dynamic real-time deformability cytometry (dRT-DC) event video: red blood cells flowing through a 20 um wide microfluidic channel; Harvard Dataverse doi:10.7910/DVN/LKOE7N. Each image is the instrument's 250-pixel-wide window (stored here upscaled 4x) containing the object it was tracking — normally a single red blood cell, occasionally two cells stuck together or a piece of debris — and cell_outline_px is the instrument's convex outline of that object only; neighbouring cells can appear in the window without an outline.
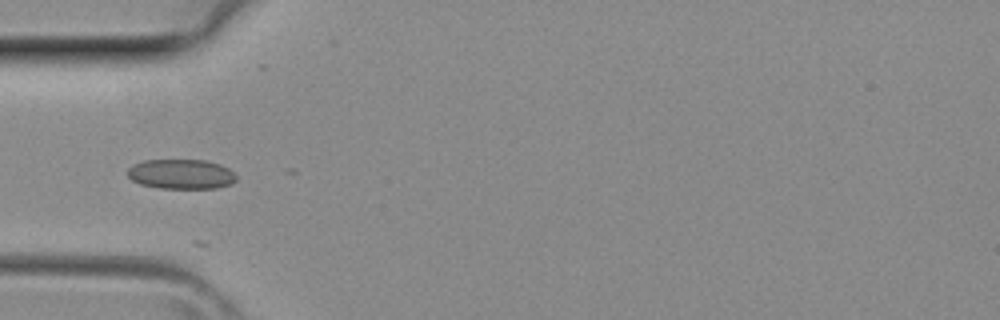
{"species": "common noctule bat (a hibernating species)", "species_latin": "Nyctalus noctula", "temperature_condition": "room temperature", "stored_images_in_passage": 12, "camera_frame_rate_fps": 3000, "um_per_image_px": 0.085, "animal": {"sex": "female", "body_mass_g": 29.2, "forearm_length_mm": 56.3}, "frame": {"image": 1, "passage_image": 5, "time_ms": 1.333, "image_size_px": [1000, 320], "cell_outline_px": [[236, 180], [232, 184], [216, 188], [160, 188], [140, 184], [132, 180], [128, 176], [128, 168], [132, 164], [144, 160], [208, 160], [220, 164], [228, 168], [236, 176]], "centroid_in_image_um": [15.4, 14.79], "position_along_channel_um": 69.6, "area_um2": 18.96}}
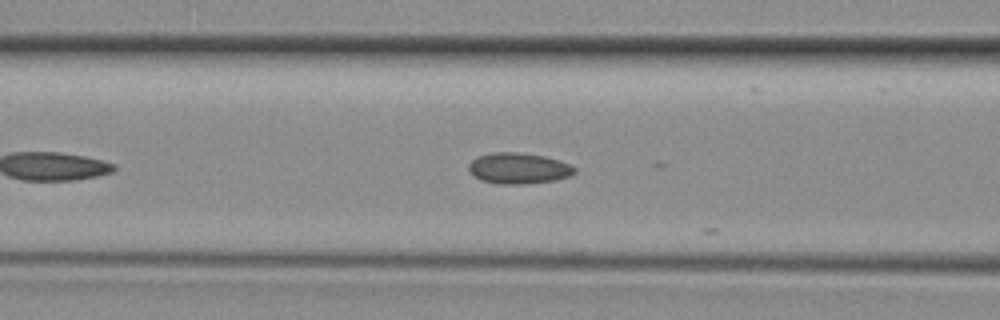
{"frame": {"image": 2, "passage_image": 8, "time_ms": 2.333, "image_size_px": [1000, 320], "cell_outline_px": [[576, 172], [568, 176], [556, 180], [524, 184], [500, 184], [480, 180], [472, 176], [468, 172], [468, 164], [476, 156], [492, 152], [516, 152], [544, 156], [568, 164], [576, 168]], "centroid_in_image_um": [44.0, 14.31], "position_along_channel_um": 122.6, "area_um2": 19.19}}
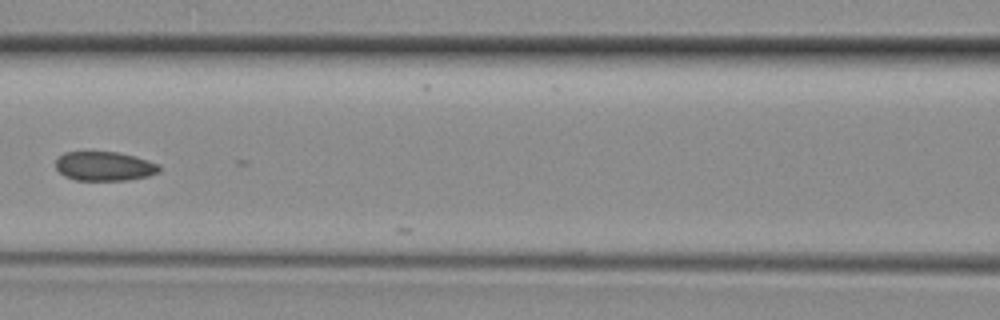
{"frame": {"image": 3, "passage_image": 10, "time_ms": 3.0, "image_size_px": [1000, 320], "cell_outline_px": [[160, 172], [148, 176], [124, 180], [76, 180], [64, 176], [56, 168], [56, 160], [64, 152], [116, 152], [132, 156], [160, 164]], "centroid_in_image_um": [8.87, 14.13], "position_along_channel_um": 157.7, "area_um2": 17.46}}